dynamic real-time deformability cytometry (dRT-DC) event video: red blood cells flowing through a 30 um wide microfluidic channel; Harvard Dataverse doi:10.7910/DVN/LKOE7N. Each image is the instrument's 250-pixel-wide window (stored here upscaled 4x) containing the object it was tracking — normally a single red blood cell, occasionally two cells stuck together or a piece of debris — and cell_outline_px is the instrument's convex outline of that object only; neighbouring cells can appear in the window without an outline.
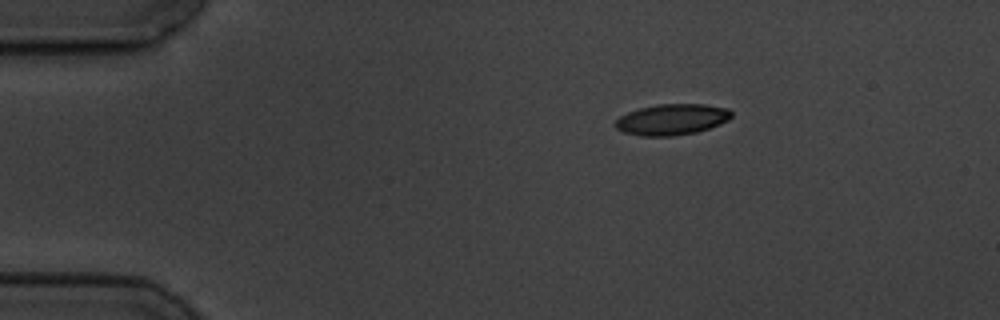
{"species": "common noctule bat (a hibernating species)", "species_latin": "Nyctalus noctula", "temperature_condition": "cold", "stored_images_in_passage": 3, "camera_frame_rate_fps": 3000, "um_per_image_px": 0.085, "animal": {"sex": "male", "body_mass_g": 19.5, "forearm_length_mm": 54.6}, "frame": {"image": 1, "passage_image": 1, "time_ms": 0.0, "image_size_px": [1000, 320], "cell_outline_px": [[732, 116], [728, 120], [720, 124], [696, 132], [672, 136], [640, 136], [624, 132], [616, 128], [616, 120], [620, 116], [628, 112], [640, 108], [656, 104], [704, 104], [728, 108], [732, 112]], "centroid_in_image_um": [57.12, 10.15], "position_along_channel_um": 27.9, "area_um2": 20.92}}